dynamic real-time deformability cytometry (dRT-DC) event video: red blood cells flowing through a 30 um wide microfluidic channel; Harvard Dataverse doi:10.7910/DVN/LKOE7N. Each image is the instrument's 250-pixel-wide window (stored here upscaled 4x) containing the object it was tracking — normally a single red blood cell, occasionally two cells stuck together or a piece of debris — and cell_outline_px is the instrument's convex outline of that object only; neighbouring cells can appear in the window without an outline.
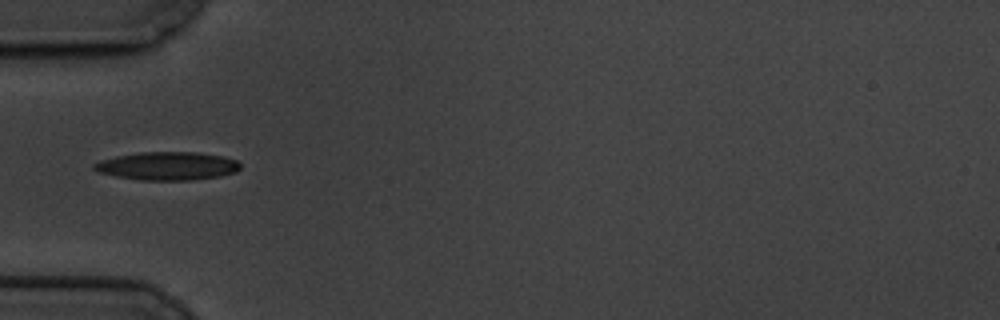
{"species": "common noctule bat (a hibernating species)", "species_latin": "Nyctalus noctula", "temperature_condition": "cold", "stored_images_in_passage": 42, "camera_frame_rate_fps": 3000, "um_per_image_px": 0.085, "animal": {"sex": "male", "body_mass_g": 19.5, "forearm_length_mm": 54.6}, "frame": {"image": 1, "passage_image": 1, "time_ms": 0.0, "image_size_px": [1000, 320], "cell_outline_px": [[240, 168], [236, 172], [220, 176], [192, 180], [144, 180], [116, 176], [100, 172], [92, 168], [92, 164], [100, 160], [116, 156], [140, 152], [196, 152], [220, 156], [236, 160], [240, 164]], "centroid_in_image_um": [14.22, 14.1], "position_along_channel_um": 70.8, "area_um2": 23.93}}
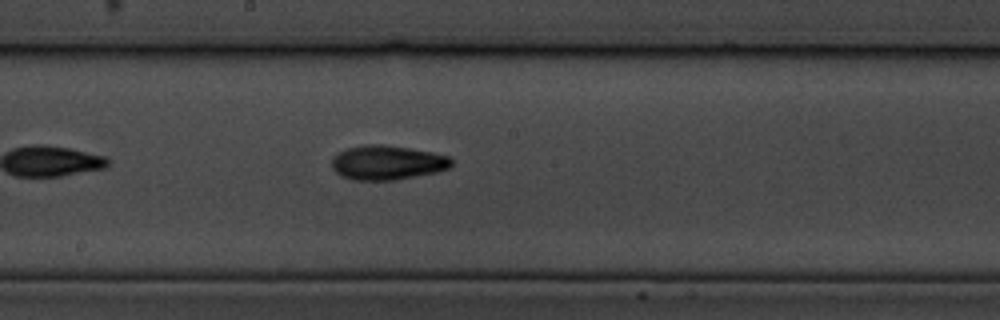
{"frame": {"image": 2, "passage_image": 14, "time_ms": 4.333, "image_size_px": [1000, 320], "cell_outline_px": [[452, 164], [448, 168], [436, 172], [396, 180], [352, 180], [340, 176], [332, 168], [332, 156], [348, 148], [364, 144], [380, 144], [408, 148], [432, 152], [448, 156], [452, 160]], "centroid_in_image_um": [32.89, 13.83], "position_along_channel_um": 215.3, "area_um2": 23.99}}
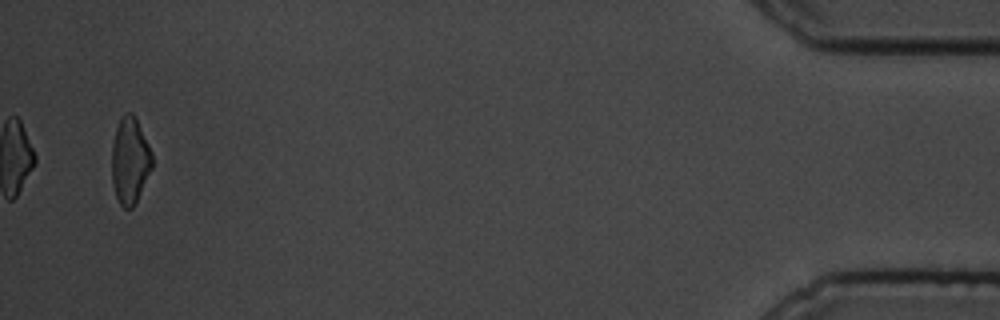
{"frame": {"image": 3, "passage_image": 40, "time_ms": 13.0, "image_size_px": [1000, 320], "cell_outline_px": [[152, 168], [136, 204], [132, 208], [124, 208], [120, 204], [116, 196], [112, 184], [112, 144], [116, 128], [120, 116], [124, 112], [132, 112], [136, 116], [152, 152]], "centroid_in_image_um": [11.05, 13.63], "position_along_channel_um": 424.2, "area_um2": 20.69}, "authors_computed_cell_mechanics": {"area_um2": 21.8773, "velocity_mm_per_s": 3.3314, "shape_relaxation_time_tau1_ms": 4.0203, "shape_relaxation_time_tau2_ms": 8.2434, "deformation_change_tau1": 0.1423, "deformation_change_tau2": 0.1479}}